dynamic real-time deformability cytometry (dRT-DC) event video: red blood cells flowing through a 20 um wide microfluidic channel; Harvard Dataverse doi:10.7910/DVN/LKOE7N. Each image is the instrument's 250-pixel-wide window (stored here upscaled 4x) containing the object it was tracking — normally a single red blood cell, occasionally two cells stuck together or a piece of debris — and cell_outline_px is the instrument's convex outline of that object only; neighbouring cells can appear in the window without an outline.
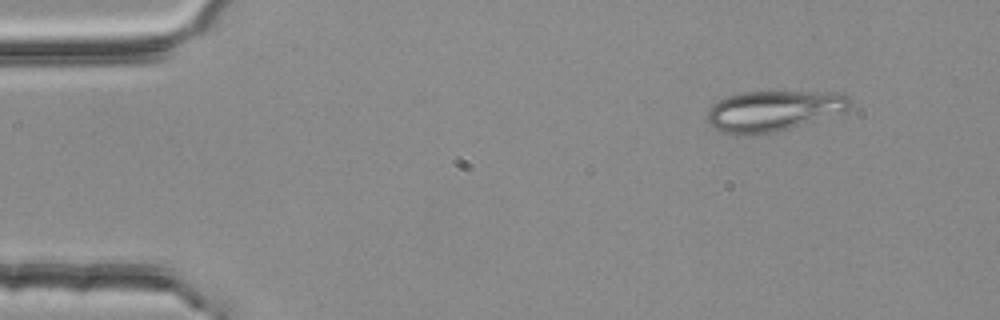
{"species": "common noctule bat (a hibernating species)", "species_latin": "Nyctalus noctula", "temperature_condition": "room temperature", "stored_images_in_passage": 3, "camera_frame_rate_fps": 3000, "um_per_image_px": 0.085, "animal": {"sex": "female", "body_mass_g": 25.1}, "frame": {"image": 1, "passage_image": 1, "time_ms": 0.0, "image_size_px": [1000, 320], "cell_outline_px": [[848, 108], [844, 112], [788, 128], [772, 132], [748, 136], [736, 136], [720, 132], [712, 128], [708, 124], [708, 108], [712, 104], [728, 96], [740, 92], [844, 92], [848, 96]], "centroid_in_image_um": [65.67, 9.43], "position_along_channel_um": 19.3, "area_um2": 33.81}}